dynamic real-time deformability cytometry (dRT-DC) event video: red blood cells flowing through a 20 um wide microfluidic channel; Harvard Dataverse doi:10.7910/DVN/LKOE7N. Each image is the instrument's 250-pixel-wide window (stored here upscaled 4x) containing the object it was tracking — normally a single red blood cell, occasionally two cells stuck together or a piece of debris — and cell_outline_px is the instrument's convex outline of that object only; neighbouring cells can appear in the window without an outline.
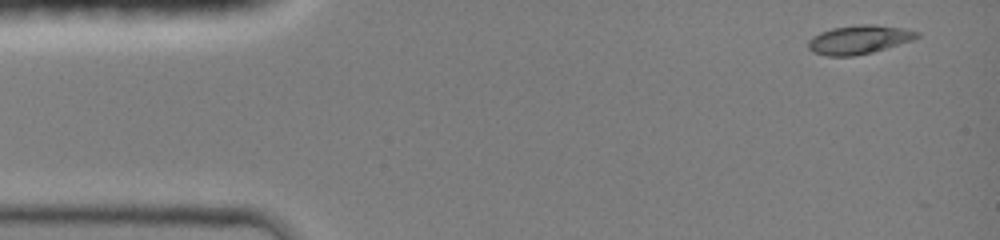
{"species": "common noctule bat (a hibernating species)", "species_latin": "Nyctalus noctula", "temperature_condition": "room temperature", "stored_images_in_passage": 7, "camera_frame_rate_fps": 3000, "um_per_image_px": 0.085, "animal": {"sex": "female", "body_mass_g": 19.0, "forearm_length_mm": 51.5}, "frame": {"image": 1, "passage_image": 1, "time_ms": 0.0, "image_size_px": [1000, 240], "cell_outline_px": [[920, 36], [912, 40], [872, 52], [852, 56], [824, 56], [812, 52], [808, 48], [808, 40], [812, 36], [820, 32], [832, 28], [860, 24], [872, 24], [904, 28], [920, 32]], "centroid_in_image_um": [72.98, 3.36], "position_along_channel_um": 12.0, "area_um2": 18.26}}
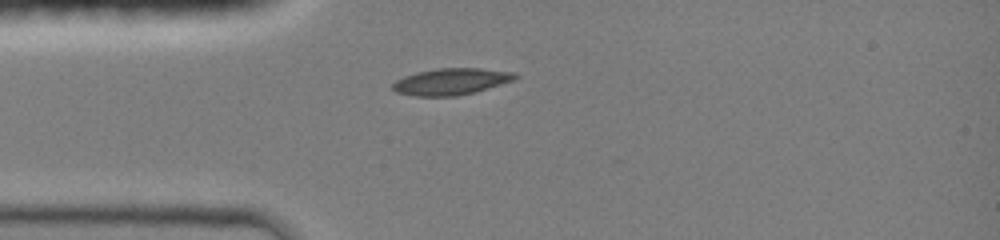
{"frame": {"image": 2, "passage_image": 5, "time_ms": 1.333, "image_size_px": [1000, 240], "cell_outline_px": [[520, 76], [516, 80], [472, 92], [456, 96], [416, 96], [396, 92], [392, 88], [392, 84], [396, 80], [404, 76], [416, 72], [436, 68], [480, 68], [516, 72]], "centroid_in_image_um": [38.37, 6.92], "position_along_channel_um": 46.6, "area_um2": 19.02}}
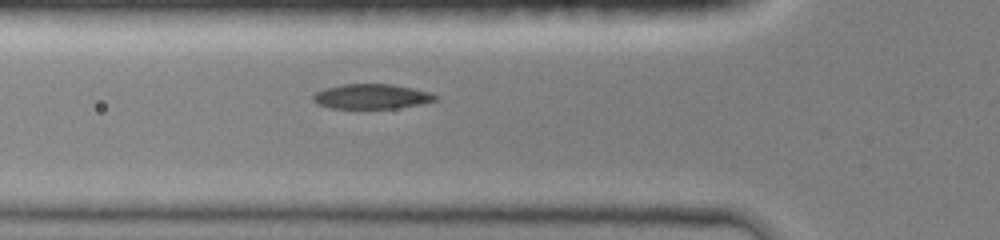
{"frame": {"image": 3, "passage_image": 7, "time_ms": 2.0, "image_size_px": [1000, 240], "cell_outline_px": [[440, 96], [436, 100], [420, 104], [396, 108], [332, 108], [320, 104], [312, 100], [312, 96], [316, 92], [324, 88], [344, 84], [392, 84], [412, 88], [428, 92]], "centroid_in_image_um": [31.59, 8.19], "position_along_channel_um": 94.2, "area_um2": 17.57}}